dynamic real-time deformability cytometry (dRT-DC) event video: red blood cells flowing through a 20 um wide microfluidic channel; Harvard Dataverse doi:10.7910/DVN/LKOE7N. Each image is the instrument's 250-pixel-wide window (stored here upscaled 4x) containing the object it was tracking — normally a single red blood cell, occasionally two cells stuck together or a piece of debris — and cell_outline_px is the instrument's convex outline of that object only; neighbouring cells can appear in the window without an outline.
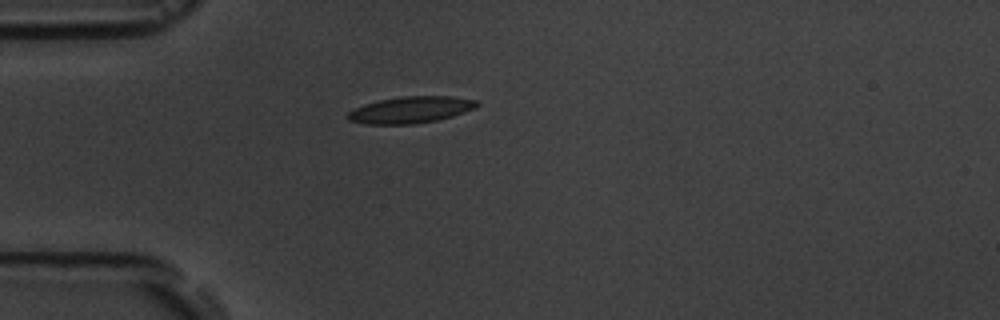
{"species": "common noctule bat (a hibernating species)", "species_latin": "Nyctalus noctula", "temperature_condition": "room temperature", "stored_images_in_passage": 1, "camera_frame_rate_fps": 3000, "um_per_image_px": 0.085, "animal": {"sex": "male", "body_mass_g": 19.5, "forearm_length_mm": 54.6}, "frame": {"image": 1, "passage_image": 1, "time_ms": 0.0, "image_size_px": [1000, 320], "cell_outline_px": [[480, 104], [476, 108], [452, 116], [436, 120], [412, 124], [364, 124], [348, 120], [344, 116], [348, 112], [364, 104], [376, 100], [400, 96], [452, 96], [476, 100]], "centroid_in_image_um": [34.88, 9.33], "position_along_channel_um": 50.1, "area_um2": 20.17}}